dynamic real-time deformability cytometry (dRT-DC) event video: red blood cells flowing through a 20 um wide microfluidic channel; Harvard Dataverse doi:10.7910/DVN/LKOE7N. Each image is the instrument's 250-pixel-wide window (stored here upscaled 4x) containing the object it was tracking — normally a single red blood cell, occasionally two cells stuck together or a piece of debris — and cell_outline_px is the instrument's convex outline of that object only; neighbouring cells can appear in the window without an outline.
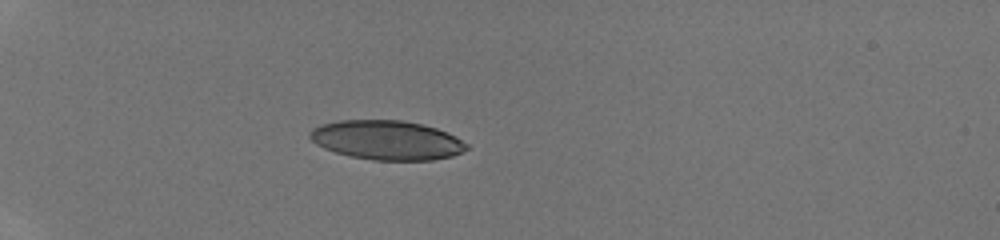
{"species": "human", "species_latin": "Homo sapiens", "temperature_condition": "room temperature", "stored_images_in_passage": 31, "camera_frame_rate_fps": 3000, "um_per_image_px": 0.085, "donor": {"sex": "male"}, "frame": {"image": 1, "passage_image": 1, "time_ms": 0.0, "image_size_px": [1000, 240], "cell_outline_px": [[468, 148], [452, 156], [432, 160], [372, 160], [352, 156], [336, 152], [324, 148], [316, 144], [308, 136], [308, 132], [312, 128], [320, 124], [340, 120], [400, 120], [424, 124], [448, 132], [456, 136], [468, 144]], "centroid_in_image_um": [32.87, 11.9], "position_along_channel_um": 52.1, "area_um2": 36.01}}
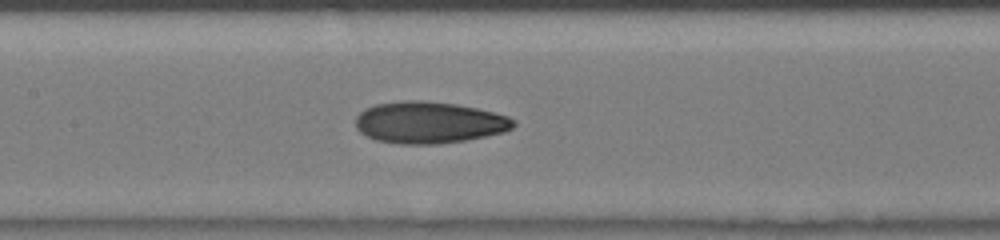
{"frame": {"image": 2, "passage_image": 11, "time_ms": 3.333, "image_size_px": [1000, 240], "cell_outline_px": [[516, 124], [512, 128], [504, 132], [464, 140], [440, 144], [400, 144], [376, 140], [360, 132], [356, 128], [356, 116], [364, 108], [376, 104], [404, 100], [420, 100], [456, 104], [476, 108], [508, 116], [516, 120]], "centroid_in_image_um": [36.45, 10.41], "position_along_channel_um": 170.9, "area_um2": 38.38}}
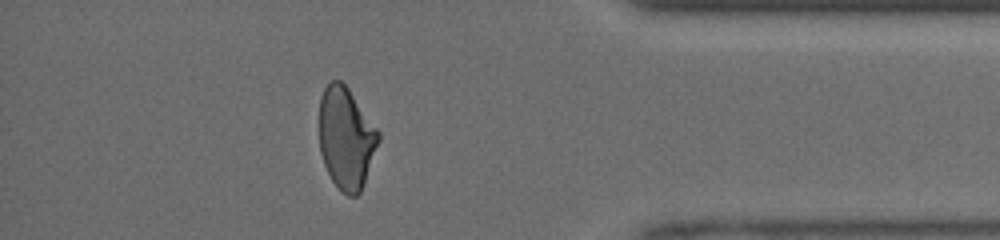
{"frame": {"image": 3, "passage_image": 27, "time_ms": 8.667, "image_size_px": [1000, 240], "cell_outline_px": [[380, 140], [364, 184], [360, 192], [356, 196], [348, 196], [340, 192], [332, 180], [324, 164], [320, 152], [320, 96], [324, 88], [332, 80], [340, 80], [348, 88], [380, 132]], "centroid_in_image_um": [29.43, 11.76], "position_along_channel_um": 405.8, "area_um2": 35.14}}